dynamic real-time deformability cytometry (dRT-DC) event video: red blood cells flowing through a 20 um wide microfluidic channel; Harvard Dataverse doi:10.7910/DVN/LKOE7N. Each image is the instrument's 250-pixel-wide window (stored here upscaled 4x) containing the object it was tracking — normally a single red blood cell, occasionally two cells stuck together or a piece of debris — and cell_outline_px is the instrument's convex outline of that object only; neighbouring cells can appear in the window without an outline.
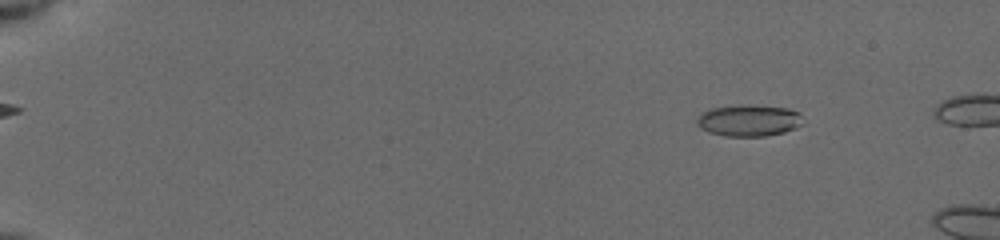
{"species": "common noctule bat (a hibernating species)", "species_latin": "Nyctalus noctula", "temperature_condition": "cold", "stored_images_in_passage": 15, "camera_frame_rate_fps": 3000, "um_per_image_px": 0.085, "animal": {"sex": "female", "body_mass_g": 19.5, "forearm_length_mm": 54.1}, "frame": {"image": 1, "passage_image": 7, "time_ms": 2.0, "image_size_px": [1000, 240], "cell_outline_px": [[804, 124], [796, 128], [784, 132], [764, 136], [724, 136], [708, 132], [700, 128], [696, 124], [696, 116], [708, 108], [744, 104], [748, 104], [788, 108], [800, 112]], "centroid_in_image_um": [63.63, 10.23], "position_along_channel_um": 21.4, "area_um2": 20.0}}